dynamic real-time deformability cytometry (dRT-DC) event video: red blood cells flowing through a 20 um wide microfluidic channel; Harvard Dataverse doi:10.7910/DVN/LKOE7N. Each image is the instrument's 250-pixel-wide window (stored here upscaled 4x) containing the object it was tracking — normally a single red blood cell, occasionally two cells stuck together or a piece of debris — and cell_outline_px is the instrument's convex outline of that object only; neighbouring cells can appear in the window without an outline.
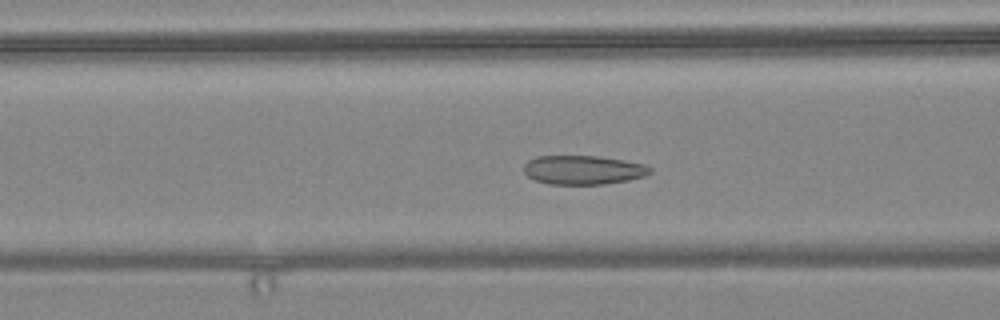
{"species": "common noctule bat (a hibernating species)", "species_latin": "Nyctalus noctula", "temperature_condition": "warm", "stored_images_in_passage": 43, "camera_frame_rate_fps": 3000, "um_per_image_px": 0.085, "animal": {"sex": "female", "body_mass_g": 24.6, "forearm_length_mm": 56.2}, "frame": {"image": 1, "passage_image": 8, "time_ms": 2.333, "image_size_px": [1000, 320], "cell_outline_px": [[652, 172], [644, 176], [628, 180], [604, 184], [548, 184], [536, 180], [528, 176], [524, 172], [524, 164], [528, 160], [536, 156], [596, 156], [624, 160], [644, 164], [652, 168]], "centroid_in_image_um": [49.57, 14.44], "position_along_channel_um": 117.0, "area_um2": 21.33}}
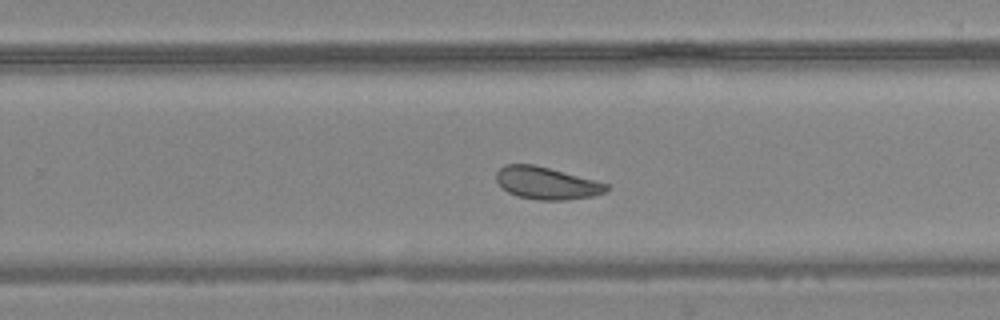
{"frame": {"image": 2, "passage_image": 22, "time_ms": 7.0, "image_size_px": [1000, 320], "cell_outline_px": [[612, 188], [608, 192], [596, 196], [564, 200], [536, 200], [516, 196], [508, 192], [496, 180], [496, 172], [504, 164], [532, 164], [548, 168], [608, 184]], "centroid_in_image_um": [46.48, 15.58], "position_along_channel_um": 283.3, "area_um2": 20.75}}
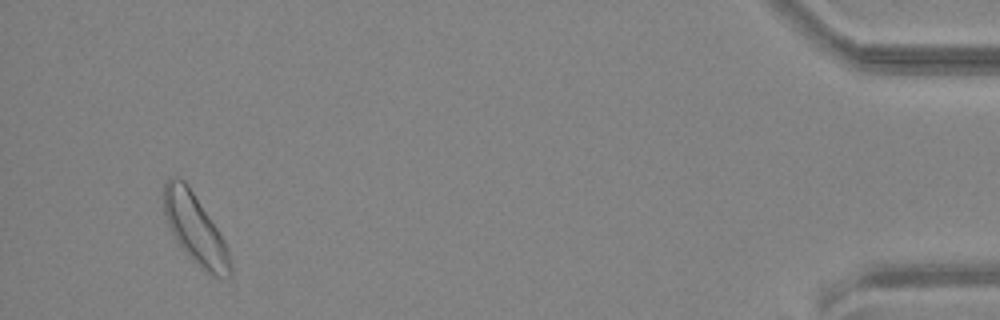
{"frame": {"image": 3, "passage_image": 40, "time_ms": 13.0, "image_size_px": [1000, 320], "cell_outline_px": [[232, 276], [228, 280], [212, 276], [200, 268], [184, 252], [176, 240], [168, 224], [164, 212], [164, 184], [168, 176], [172, 176], [184, 180], [188, 184], [216, 228], [228, 248], [232, 264]], "centroid_in_image_um": [16.61, 19.52], "position_along_channel_um": 418.6, "area_um2": 27.05}, "authors_computed_cell_mechanics": {"area_um2": 21.6172, "velocity_mm_per_s": 3.5652, "shape_relaxation_time_tau1_ms": 3.9337, "shape_relaxation_time_tau2_ms": 2.4497, "deformation_change_tau1": 0.0788, "deformation_change_tau2": 0.0722}}